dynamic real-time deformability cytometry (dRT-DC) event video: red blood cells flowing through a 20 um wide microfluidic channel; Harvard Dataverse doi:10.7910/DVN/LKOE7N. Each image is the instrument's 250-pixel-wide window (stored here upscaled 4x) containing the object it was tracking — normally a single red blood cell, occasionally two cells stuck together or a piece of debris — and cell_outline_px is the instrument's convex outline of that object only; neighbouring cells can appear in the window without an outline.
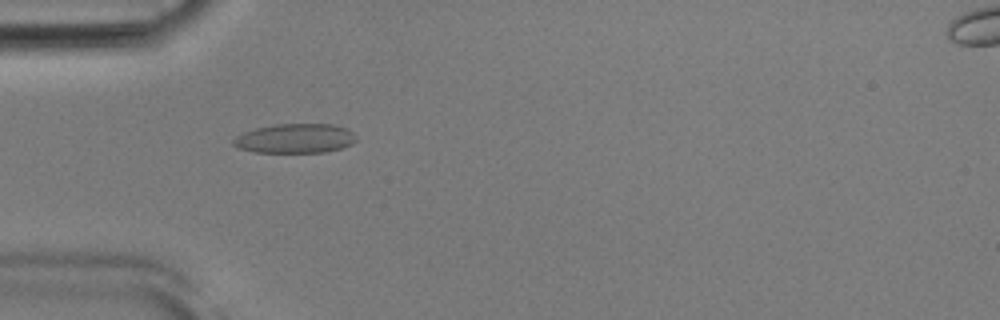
{"species": "Egyptian fruit bat (a non-hibernating species)", "species_latin": "Rousettus aegyptiacus", "temperature_condition": "room temperature", "stored_images_in_passage": 42, "camera_frame_rate_fps": 3000, "um_per_image_px": 0.085, "animal": {"sex": "male"}, "frame": {"image": 1, "passage_image": 6, "time_ms": 1.667, "image_size_px": [1000, 320], "cell_outline_px": [[356, 140], [352, 144], [340, 148], [324, 152], [256, 152], [240, 148], [232, 144], [232, 140], [236, 136], [244, 132], [256, 128], [276, 124], [332, 124], [348, 128], [356, 136]], "centroid_in_image_um": [25.1, 11.76], "position_along_channel_um": 59.9, "area_um2": 20.98}}
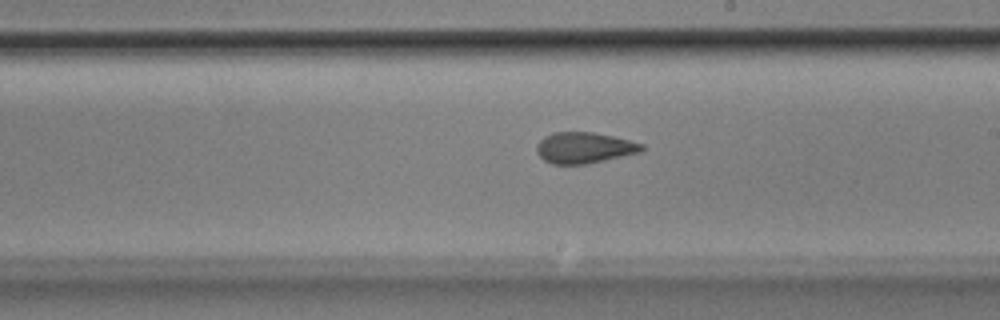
{"frame": {"image": 2, "passage_image": 20, "time_ms": 6.333, "image_size_px": [1000, 320], "cell_outline_px": [[644, 148], [640, 152], [588, 164], [552, 164], [544, 160], [536, 152], [536, 144], [544, 136], [552, 132], [592, 132], [612, 136], [644, 144]], "centroid_in_image_um": [49.62, 12.56], "position_along_channel_um": 239.4, "area_um2": 19.02}}
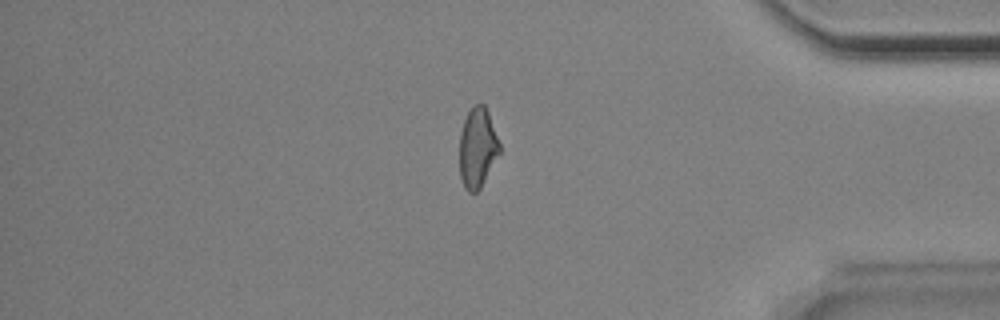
{"frame": {"image": 3, "passage_image": 34, "time_ms": 11.0, "image_size_px": [1000, 320], "cell_outline_px": [[500, 152], [480, 188], [476, 192], [468, 192], [464, 188], [460, 176], [460, 132], [464, 120], [472, 104], [484, 104], [488, 112], [500, 144]], "centroid_in_image_um": [40.57, 12.55], "position_along_channel_um": 394.6, "area_um2": 18.55}, "authors_computed_cell_mechanics": {"area_um2": 19.2763, "velocity_mm_per_s": 3.9082, "shape_relaxation_time_tau1_ms": null, "shape_relaxation_time_tau2_ms": 1.7293, "deformation_change_tau1": null, "deformation_change_tau2": 0.0771}}